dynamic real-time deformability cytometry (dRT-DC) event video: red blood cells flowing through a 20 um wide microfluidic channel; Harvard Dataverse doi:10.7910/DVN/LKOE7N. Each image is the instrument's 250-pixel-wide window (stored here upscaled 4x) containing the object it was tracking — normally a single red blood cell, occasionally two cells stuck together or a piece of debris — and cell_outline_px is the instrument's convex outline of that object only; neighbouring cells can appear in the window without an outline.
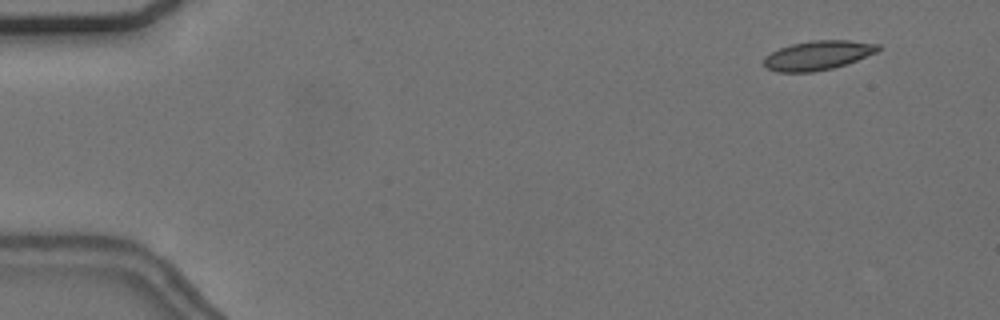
{"species": "common noctule bat (a hibernating species)", "species_latin": "Nyctalus noctula", "temperature_condition": "cold", "stored_images_in_passage": 56, "camera_frame_rate_fps": 3000, "um_per_image_px": 0.085, "animal": {"sex": "female", "body_mass_g": 24.6, "forearm_length_mm": 56.2}, "frame": {"image": 1, "passage_image": 5, "time_ms": 1.333, "image_size_px": [1000, 320], "cell_outline_px": [[880, 48], [876, 52], [856, 60], [832, 68], [812, 72], [776, 72], [768, 68], [764, 64], [764, 56], [780, 48], [792, 44], [812, 40], [848, 40], [880, 44]], "centroid_in_image_um": [69.5, 4.7], "position_along_channel_um": 15.5, "area_um2": 19.25}}
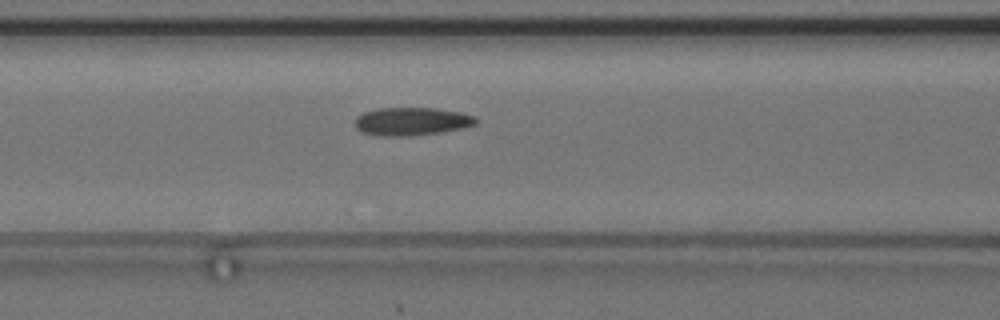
{"frame": {"image": 2, "passage_image": 24, "time_ms": 7.667, "image_size_px": [1000, 320], "cell_outline_px": [[476, 124], [464, 128], [440, 132], [408, 136], [380, 136], [360, 132], [356, 128], [356, 116], [364, 112], [376, 108], [436, 108], [460, 112], [476, 116]], "centroid_in_image_um": [34.98, 10.32], "position_along_channel_um": 131.6, "area_um2": 19.88}}
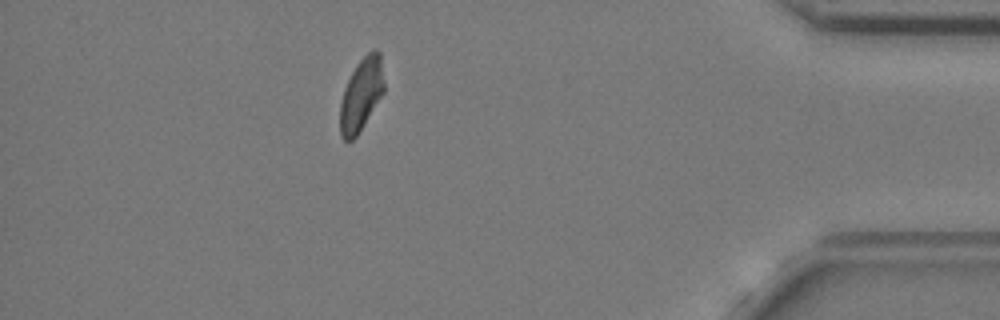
{"frame": {"image": 3, "passage_image": 50, "time_ms": 16.333, "image_size_px": [1000, 320], "cell_outline_px": [[384, 92], [356, 136], [352, 140], [344, 140], [340, 136], [340, 104], [344, 88], [356, 64], [372, 48], [376, 48], [380, 52], [384, 84]], "centroid_in_image_um": [30.7, 8.0], "position_along_channel_um": 404.5, "area_um2": 18.5}}